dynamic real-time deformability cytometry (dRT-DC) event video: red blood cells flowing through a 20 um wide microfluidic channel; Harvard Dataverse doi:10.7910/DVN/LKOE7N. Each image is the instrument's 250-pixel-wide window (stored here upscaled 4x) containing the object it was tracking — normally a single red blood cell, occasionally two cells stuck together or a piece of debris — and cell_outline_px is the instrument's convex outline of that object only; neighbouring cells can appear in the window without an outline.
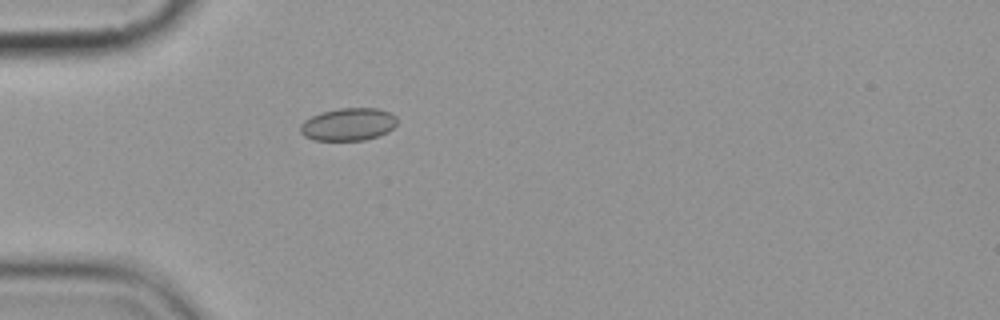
{"species": "common noctule bat (a hibernating species)", "species_latin": "Nyctalus noctula", "temperature_condition": "cold", "stored_images_in_passage": 6, "camera_frame_rate_fps": 3000, "um_per_image_px": 0.085, "animal": {"sex": "female", "body_mass_g": 19.9}, "frame": {"image": 1, "passage_image": 6, "time_ms": 5.667, "image_size_px": [1000, 320], "cell_outline_px": [[396, 124], [388, 132], [380, 136], [364, 140], [312, 140], [304, 136], [300, 132], [300, 124], [304, 120], [320, 112], [340, 108], [376, 108], [392, 112], [396, 116]], "centroid_in_image_um": [29.61, 10.57], "position_along_channel_um": 55.4, "area_um2": 18.61}}